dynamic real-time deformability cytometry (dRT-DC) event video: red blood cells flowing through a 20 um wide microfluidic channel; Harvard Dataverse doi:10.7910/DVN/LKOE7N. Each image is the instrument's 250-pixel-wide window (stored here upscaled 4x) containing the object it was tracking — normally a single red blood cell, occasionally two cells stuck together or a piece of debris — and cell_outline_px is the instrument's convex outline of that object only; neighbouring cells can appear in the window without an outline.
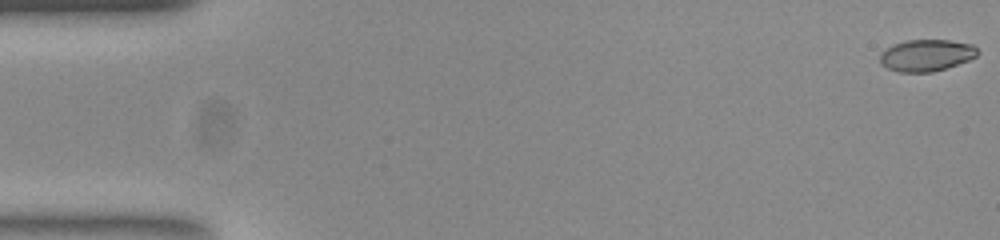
{"species": "common noctule bat (a hibernating species)", "species_latin": "Nyctalus noctula", "temperature_condition": "room temperature", "stored_images_in_passage": 53, "camera_frame_rate_fps": 3000, "um_per_image_px": 0.085, "animal": {"sex": "female", "body_mass_g": 23.0, "forearm_length_mm": 53.4}, "frame": {"image": 1, "passage_image": 1, "time_ms": 0.0, "image_size_px": [1000, 240], "cell_outline_px": [[980, 52], [976, 56], [968, 60], [932, 72], [900, 72], [888, 68], [880, 64], [880, 56], [892, 44], [904, 40], [948, 40], [972, 44]], "centroid_in_image_um": [78.74, 4.69], "position_along_channel_um": 6.3, "area_um2": 17.86}}
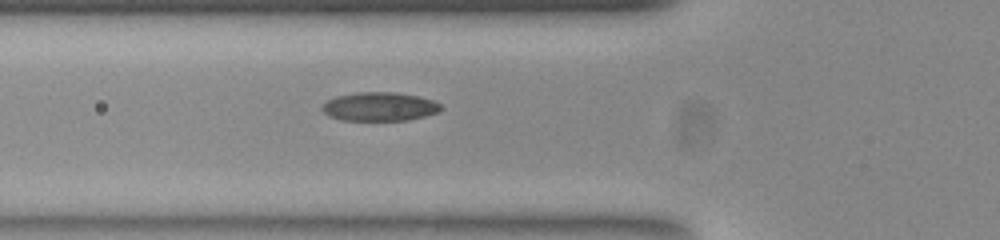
{"frame": {"image": 2, "passage_image": 19, "time_ms": 6.0, "image_size_px": [1000, 240], "cell_outline_px": [[444, 108], [440, 112], [408, 120], [340, 120], [328, 116], [320, 108], [328, 100], [336, 96], [356, 92], [396, 92], [416, 96], [432, 100], [440, 104]], "centroid_in_image_um": [32.26, 9.06], "position_along_channel_um": 93.5, "area_um2": 19.94}}
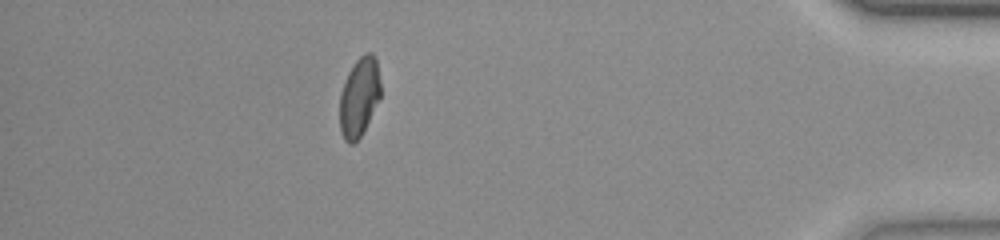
{"frame": {"image": 3, "passage_image": 47, "time_ms": 15.333, "image_size_px": [1000, 240], "cell_outline_px": [[380, 96], [360, 136], [352, 144], [348, 144], [344, 140], [340, 128], [340, 92], [348, 72], [356, 60], [364, 52], [372, 52], [376, 56], [380, 84]], "centroid_in_image_um": [30.52, 8.2], "position_along_channel_um": 404.7, "area_um2": 18.61}, "authors_computed_cell_mechanics": {"area_um2": 19.3052, "velocity_mm_per_s": 3.8902, "shape_relaxation_time_tau1_ms": 6.0823, "shape_relaxation_time_tau2_ms": 1.7114, "deformation_change_tau1": 0.1802, "deformation_change_tau2": 0.0543}}